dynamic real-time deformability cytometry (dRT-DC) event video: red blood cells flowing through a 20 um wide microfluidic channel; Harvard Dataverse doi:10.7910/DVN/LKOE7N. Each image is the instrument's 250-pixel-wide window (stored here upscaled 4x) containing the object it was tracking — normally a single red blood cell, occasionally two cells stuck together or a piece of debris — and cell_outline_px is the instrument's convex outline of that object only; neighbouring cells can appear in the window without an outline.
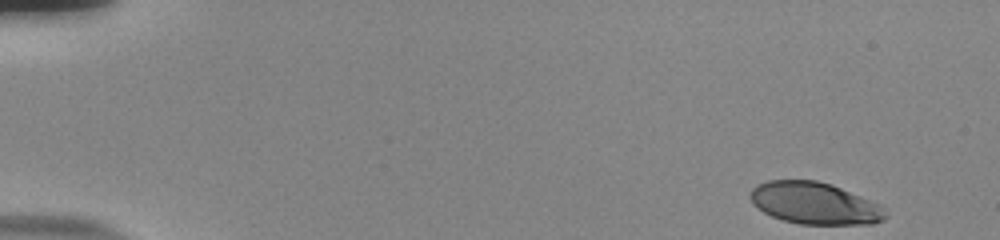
{"species": "human", "species_latin": "Homo sapiens", "temperature_condition": "room temperature", "stored_images_in_passage": 51, "camera_frame_rate_fps": 3000, "um_per_image_px": 0.085, "donor": {"sex": "male"}, "frame": {"image": 1, "passage_image": 1, "time_ms": 0.0, "image_size_px": [1000, 240], "cell_outline_px": [[888, 216], [884, 220], [872, 224], [800, 224], [784, 220], [772, 216], [764, 212], [752, 204], [748, 196], [752, 188], [756, 184], [768, 180], [816, 180], [832, 184], [880, 204], [884, 208]], "centroid_in_image_um": [69.24, 17.27], "position_along_channel_um": 15.8, "area_um2": 33.29}}
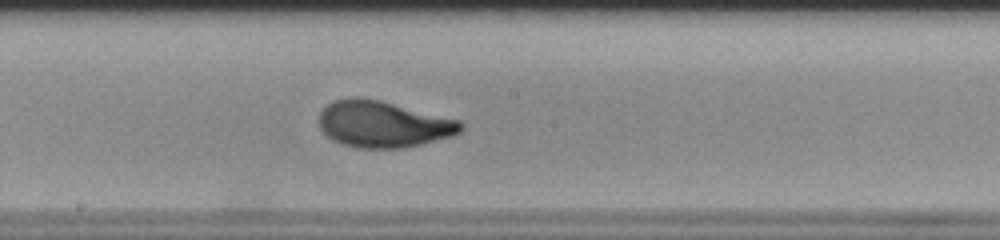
{"frame": {"image": 2, "passage_image": 28, "time_ms": 9.0, "image_size_px": [1000, 240], "cell_outline_px": [[464, 128], [460, 132], [452, 136], [404, 148], [360, 148], [344, 144], [332, 140], [320, 128], [320, 112], [332, 100], [352, 96], [356, 96], [380, 100], [460, 120], [464, 124]], "centroid_in_image_um": [32.58, 10.54], "position_along_channel_um": 215.6, "area_um2": 38.38}}
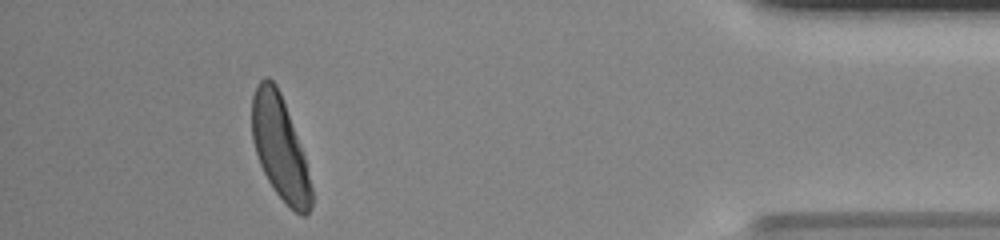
{"frame": {"image": 3, "passage_image": 47, "time_ms": 15.333, "image_size_px": [1000, 240], "cell_outline_px": [[312, 208], [304, 216], [300, 216], [272, 188], [260, 164], [252, 140], [252, 96], [256, 84], [264, 76], [268, 76], [276, 84], [280, 92], [304, 156], [312, 188]], "centroid_in_image_um": [23.78, 12.54], "position_along_channel_um": 411.4, "area_um2": 35.37}, "authors_computed_cell_mechanics": {"area_um2": 36.703, "velocity_mm_per_s": 3.8317, "shape_relaxation_time_tau1_ms": 3.0212, "shape_relaxation_time_tau2_ms": null, "deformation_change_tau1": 0.1798, "deformation_change_tau2": null}}